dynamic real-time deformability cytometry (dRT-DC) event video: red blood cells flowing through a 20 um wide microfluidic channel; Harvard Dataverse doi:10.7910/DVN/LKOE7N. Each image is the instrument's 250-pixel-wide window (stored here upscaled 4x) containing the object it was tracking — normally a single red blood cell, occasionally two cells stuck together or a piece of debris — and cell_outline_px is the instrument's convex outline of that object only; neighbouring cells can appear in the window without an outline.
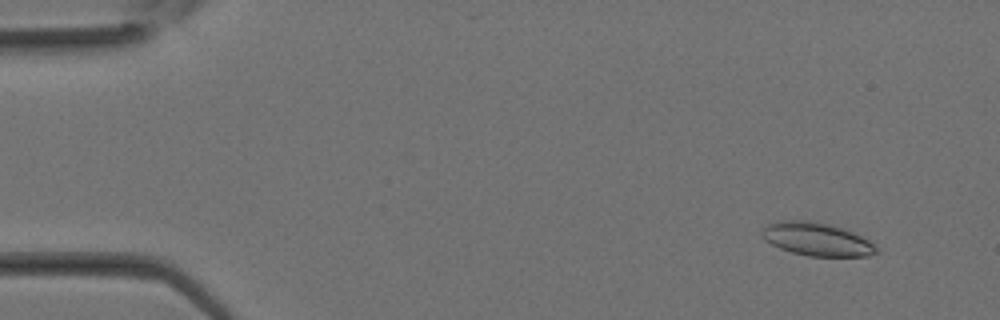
{"species": "Egyptian fruit bat (a non-hibernating species)", "species_latin": "Rousettus aegyptiacus", "temperature_condition": "room temperature", "stored_images_in_passage": 34, "camera_frame_rate_fps": 3000, "um_per_image_px": 0.085, "animal": {"sex": "female"}, "frame": {"image": 1, "passage_image": 3, "time_ms": 0.667, "image_size_px": [1000, 320], "cell_outline_px": [[880, 252], [868, 256], [808, 256], [792, 252], [780, 248], [764, 240], [760, 232], [768, 224], [780, 220], [808, 220], [840, 228], [852, 232], [868, 240]], "centroid_in_image_um": [69.39, 20.34], "position_along_channel_um": 15.6, "area_um2": 21.79}}
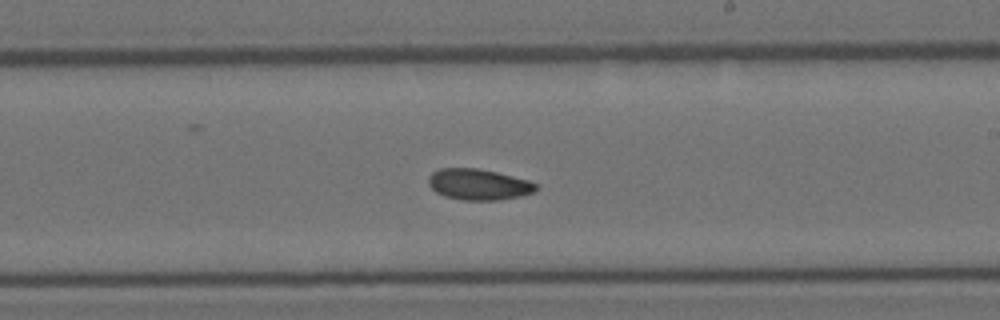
{"frame": {"image": 2, "passage_image": 20, "time_ms": 6.333, "image_size_px": [1000, 320], "cell_outline_px": [[540, 188], [536, 192], [520, 196], [500, 200], [460, 200], [444, 196], [436, 192], [428, 184], [428, 176], [432, 172], [440, 168], [476, 168], [496, 172], [528, 180], [536, 184]], "centroid_in_image_um": [40.68, 15.68], "position_along_channel_um": 248.3, "area_um2": 19.59}}
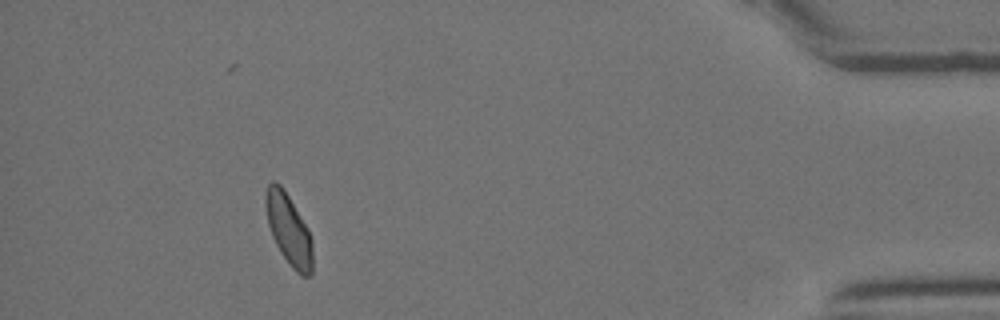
{"frame": {"image": 3, "passage_image": 31, "time_ms": 10.0, "image_size_px": [1000, 320], "cell_outline_px": [[312, 272], [308, 276], [300, 276], [292, 268], [280, 252], [272, 236], [268, 224], [264, 204], [264, 192], [268, 184], [272, 180], [276, 180], [280, 184], [288, 196], [308, 228], [312, 240]], "centroid_in_image_um": [24.51, 19.49], "position_along_channel_um": 410.7, "area_um2": 19.54}}